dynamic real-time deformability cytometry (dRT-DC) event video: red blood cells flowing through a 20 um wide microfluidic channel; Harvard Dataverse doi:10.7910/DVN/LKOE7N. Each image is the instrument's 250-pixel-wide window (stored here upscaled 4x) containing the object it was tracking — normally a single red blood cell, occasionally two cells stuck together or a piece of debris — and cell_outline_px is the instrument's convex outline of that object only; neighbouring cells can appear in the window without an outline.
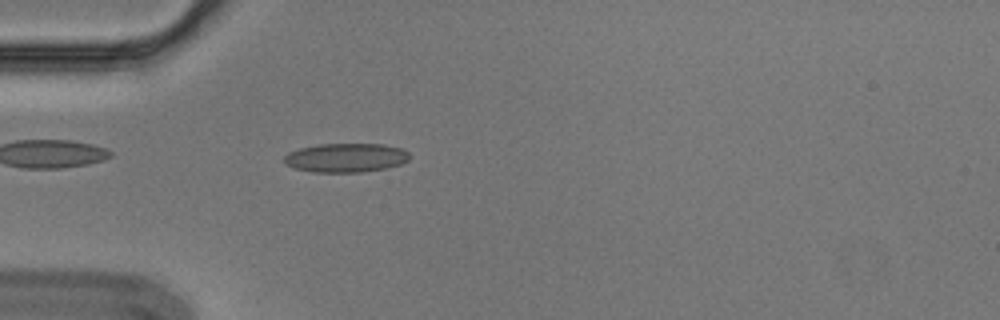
{"species": "Egyptian fruit bat (a non-hibernating species)", "species_latin": "Rousettus aegyptiacus", "temperature_condition": "cold", "stored_images_in_passage": 6, "camera_frame_rate_fps": 3000, "um_per_image_px": 0.085, "animal": {"sex": "male"}, "frame": {"image": 1, "passage_image": 6, "time_ms": 1.667, "image_size_px": [1000, 320], "cell_outline_px": [[408, 160], [400, 164], [384, 168], [360, 172], [312, 172], [296, 168], [284, 164], [284, 156], [288, 152], [300, 148], [320, 144], [384, 144], [400, 148], [408, 152]], "centroid_in_image_um": [29.36, 13.4], "position_along_channel_um": 55.6, "area_um2": 21.04}}